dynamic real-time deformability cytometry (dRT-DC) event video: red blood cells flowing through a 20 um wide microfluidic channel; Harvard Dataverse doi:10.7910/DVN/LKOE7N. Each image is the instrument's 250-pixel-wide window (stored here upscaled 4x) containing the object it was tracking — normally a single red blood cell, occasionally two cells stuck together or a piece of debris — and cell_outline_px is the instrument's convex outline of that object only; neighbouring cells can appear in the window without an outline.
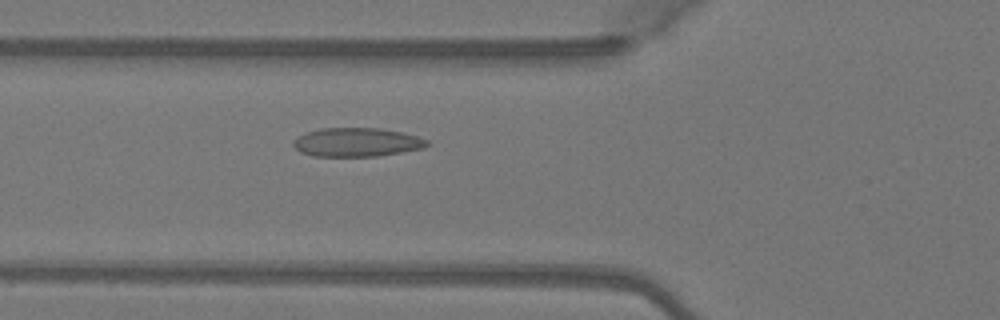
{"species": "Egyptian fruit bat (a non-hibernating species)", "species_latin": "Rousettus aegyptiacus", "temperature_condition": "warm", "stored_images_in_passage": 50, "camera_frame_rate_fps": 3000, "um_per_image_px": 0.085, "animal": {"sex": "female"}, "frame": {"image": 1, "passage_image": 18, "time_ms": 5.667, "image_size_px": [1000, 320], "cell_outline_px": [[432, 144], [424, 148], [376, 156], [312, 156], [300, 152], [292, 144], [292, 140], [308, 132], [320, 128], [380, 128], [400, 132], [416, 136], [428, 140]], "centroid_in_image_um": [30.33, 12.09], "position_along_channel_um": 95.5, "area_um2": 22.37}}
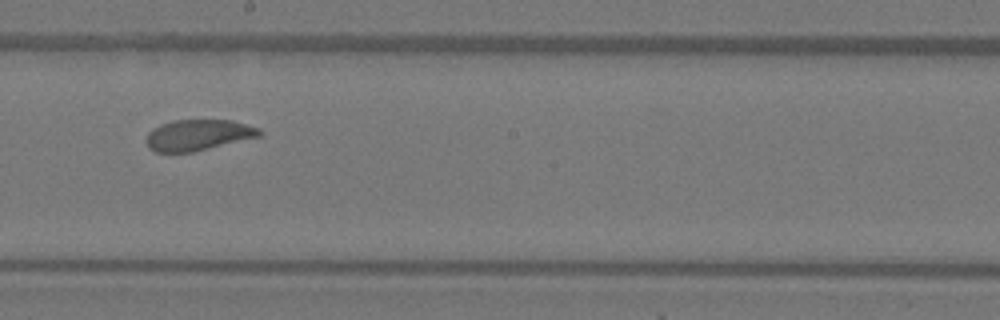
{"frame": {"image": 2, "passage_image": 28, "time_ms": 9.0, "image_size_px": [1000, 320], "cell_outline_px": [[264, 132], [260, 136], [192, 152], [156, 152], [148, 148], [148, 132], [152, 128], [160, 124], [172, 120], [232, 120], [260, 128]], "centroid_in_image_um": [16.85, 11.46], "position_along_channel_um": 231.3, "area_um2": 20.35}}
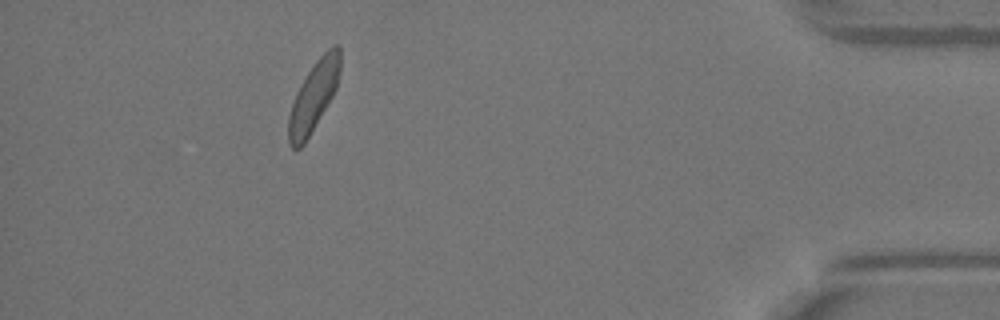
{"frame": {"image": 3, "passage_image": 45, "time_ms": 14.667, "image_size_px": [1000, 320], "cell_outline_px": [[340, 72], [336, 88], [332, 96], [304, 144], [300, 148], [292, 148], [288, 144], [288, 116], [296, 92], [300, 84], [316, 60], [332, 44], [340, 44]], "centroid_in_image_um": [26.65, 8.16], "position_along_channel_um": 408.5, "area_um2": 20.81}}